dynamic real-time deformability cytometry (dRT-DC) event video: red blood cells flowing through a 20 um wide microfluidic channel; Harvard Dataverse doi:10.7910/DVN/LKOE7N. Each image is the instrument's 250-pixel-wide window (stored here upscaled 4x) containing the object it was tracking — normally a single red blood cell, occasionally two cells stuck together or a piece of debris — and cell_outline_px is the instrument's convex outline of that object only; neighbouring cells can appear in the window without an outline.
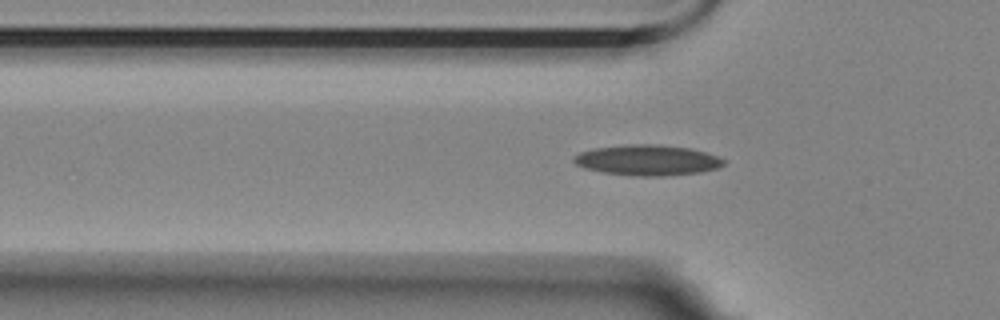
{"species": "Egyptian fruit bat (a non-hibernating species)", "species_latin": "Rousettus aegyptiacus", "temperature_condition": "room temperature", "stored_images_in_passage": 37, "camera_frame_rate_fps": 3000, "um_per_image_px": 0.085, "animal": {"sex": "female"}, "frame": {"image": 1, "passage_image": 3, "time_ms": 0.667, "image_size_px": [1000, 320], "cell_outline_px": [[724, 164], [716, 168], [700, 172], [664, 176], [640, 176], [604, 172], [584, 168], [576, 164], [572, 160], [580, 152], [592, 148], [628, 144], [656, 144], [692, 148], [716, 156], [724, 160]], "centroid_in_image_um": [55.01, 13.6], "position_along_channel_um": 70.8, "area_um2": 26.53}}
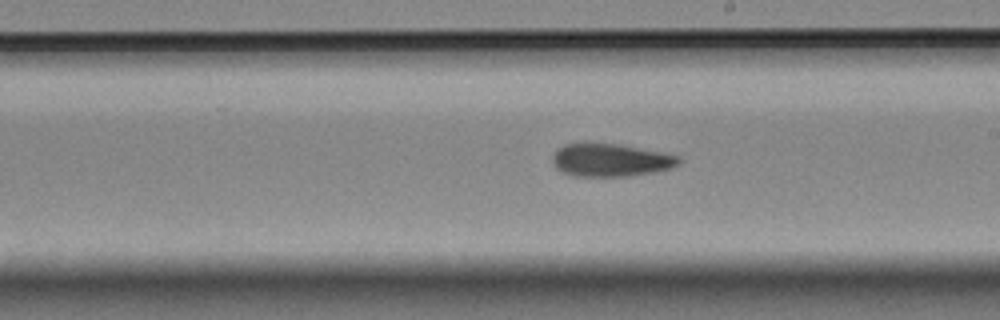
{"frame": {"image": 2, "passage_image": 17, "time_ms": 5.333, "image_size_px": [1000, 320], "cell_outline_px": [[680, 164], [672, 168], [632, 176], [576, 176], [564, 172], [556, 168], [552, 160], [552, 156], [556, 148], [564, 144], [584, 140], [588, 140], [616, 144], [660, 152], [680, 156]], "centroid_in_image_um": [51.84, 13.57], "position_along_channel_um": 237.2, "area_um2": 24.74}}
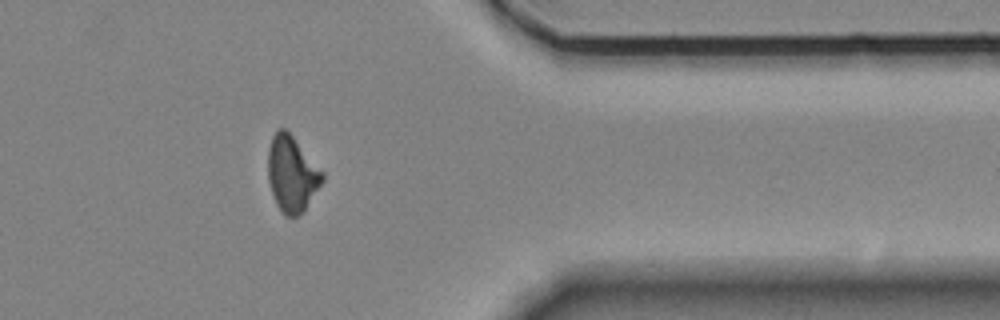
{"frame": {"image": 3, "passage_image": 31, "time_ms": 10.0, "image_size_px": [1000, 320], "cell_outline_px": [[324, 180], [304, 212], [296, 216], [284, 216], [276, 204], [268, 180], [268, 148], [272, 136], [280, 128], [284, 128], [292, 136], [324, 172]], "centroid_in_image_um": [24.82, 14.81], "position_along_channel_um": 386.6, "area_um2": 23.99}}